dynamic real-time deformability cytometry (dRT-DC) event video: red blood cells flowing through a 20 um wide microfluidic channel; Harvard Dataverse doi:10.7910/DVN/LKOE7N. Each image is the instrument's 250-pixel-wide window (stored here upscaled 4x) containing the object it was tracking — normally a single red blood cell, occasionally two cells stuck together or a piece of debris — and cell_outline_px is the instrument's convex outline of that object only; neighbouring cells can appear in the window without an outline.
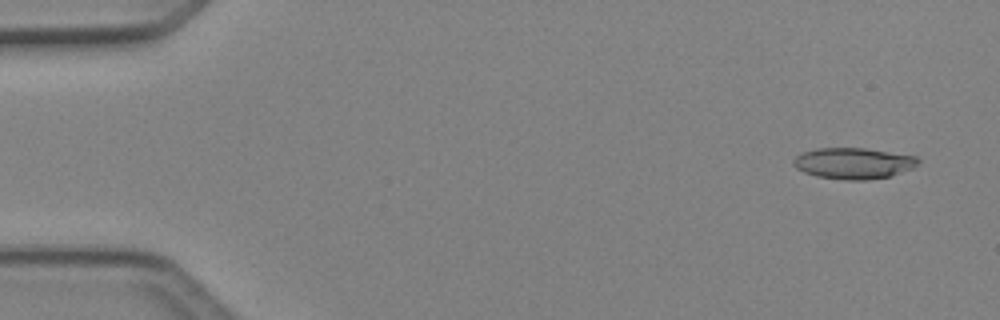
{"species": "Egyptian fruit bat (a non-hibernating species)", "species_latin": "Rousettus aegyptiacus", "temperature_condition": "cold", "stored_images_in_passage": 5, "camera_frame_rate_fps": 3000, "um_per_image_px": 0.085, "animal": {"sex": "female"}, "frame": {"image": 1, "passage_image": 1, "time_ms": 0.0, "image_size_px": [1000, 320], "cell_outline_px": [[920, 164], [912, 168], [892, 176], [868, 180], [844, 180], [816, 176], [804, 172], [796, 168], [792, 164], [792, 160], [800, 152], [816, 148], [864, 148], [916, 156], [920, 160]], "centroid_in_image_um": [72.53, 13.88], "position_along_channel_um": 12.5, "area_um2": 22.89}}
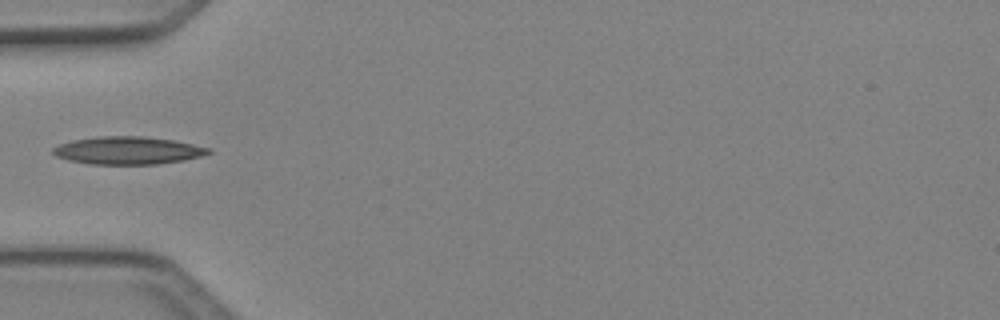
{"frame": {"image": 2, "passage_image": 4, "time_ms": 1.0, "image_size_px": [1000, 320], "cell_outline_px": [[212, 152], [200, 156], [184, 160], [160, 164], [92, 164], [68, 160], [56, 156], [52, 152], [52, 148], [60, 144], [72, 140], [100, 136], [140, 136], [172, 140], [212, 148]], "centroid_in_image_um": [10.87, 12.79], "position_along_channel_um": 74.1, "area_um2": 25.03}}
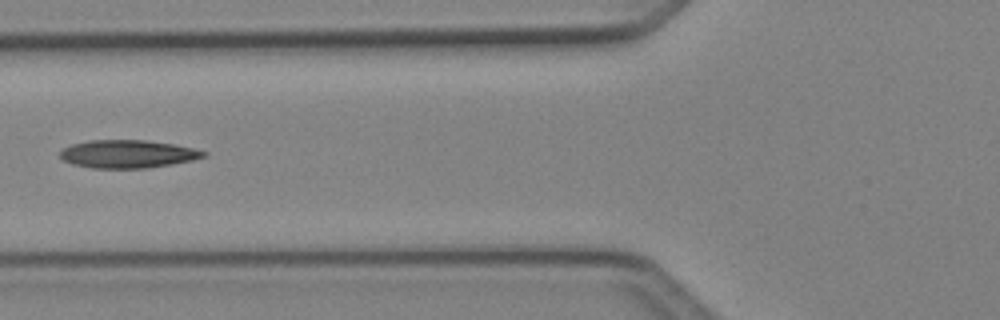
{"frame": {"image": 3, "passage_image": 5, "time_ms": 1.333, "image_size_px": [1000, 320], "cell_outline_px": [[208, 156], [192, 160], [172, 164], [148, 168], [92, 168], [72, 164], [64, 160], [60, 156], [60, 152], [64, 148], [72, 144], [88, 140], [144, 140], [172, 144], [192, 148], [208, 152]], "centroid_in_image_um": [10.87, 13.09], "position_along_channel_um": 114.9, "area_um2": 23.35}}